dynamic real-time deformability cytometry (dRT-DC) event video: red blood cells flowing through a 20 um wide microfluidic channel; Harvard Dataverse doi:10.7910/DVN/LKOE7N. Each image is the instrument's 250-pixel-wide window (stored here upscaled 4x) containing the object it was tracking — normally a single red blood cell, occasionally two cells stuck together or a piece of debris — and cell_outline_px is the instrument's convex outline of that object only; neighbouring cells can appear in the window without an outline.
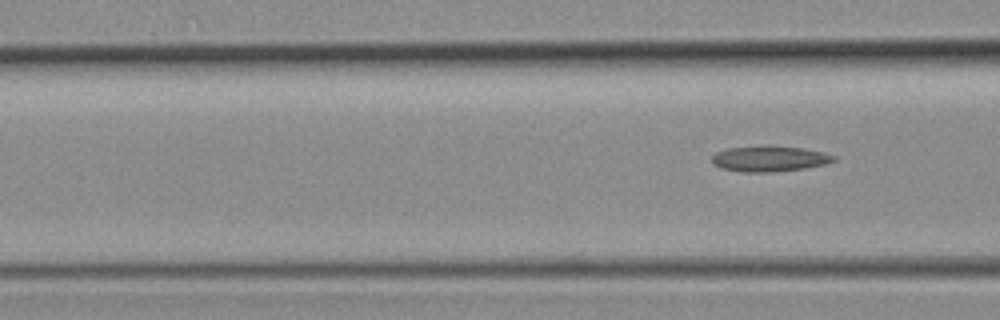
{"species": "common noctule bat (a hibernating species)", "species_latin": "Nyctalus noctula", "temperature_condition": "room temperature", "stored_images_in_passage": 4, "camera_frame_rate_fps": 3000, "um_per_image_px": 0.085, "animal": {"sex": "female", "body_mass_g": 19.3, "forearm_length_mm": 54.1}, "frame": {"image": 1, "passage_image": 4, "time_ms": 1.0, "image_size_px": [1000, 320], "cell_outline_px": [[836, 160], [824, 164], [804, 168], [772, 172], [744, 172], [720, 168], [712, 164], [712, 156], [716, 152], [728, 148], [804, 148], [836, 156]], "centroid_in_image_um": [65.37, 13.53], "position_along_channel_um": 101.2, "area_um2": 17.34}}